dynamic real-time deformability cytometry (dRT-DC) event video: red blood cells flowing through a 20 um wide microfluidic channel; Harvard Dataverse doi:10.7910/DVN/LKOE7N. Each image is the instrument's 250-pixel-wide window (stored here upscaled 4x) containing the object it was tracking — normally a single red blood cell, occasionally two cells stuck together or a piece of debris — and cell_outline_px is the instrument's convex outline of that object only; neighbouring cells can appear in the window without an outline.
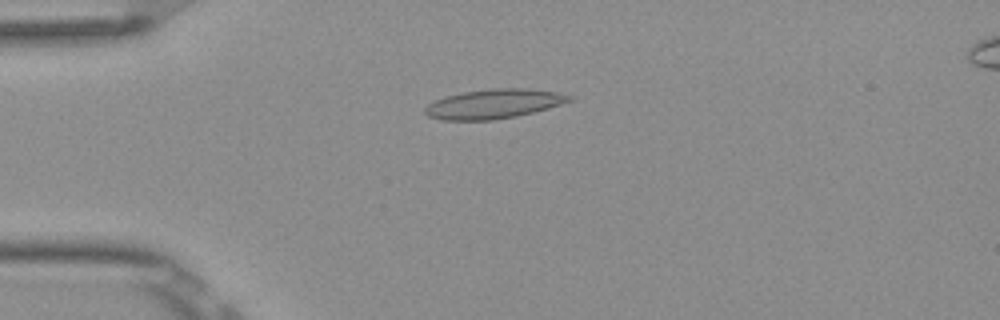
{"species": "Egyptian fruit bat (a non-hibernating species)", "species_latin": "Rousettus aegyptiacus", "temperature_condition": "room temperature", "stored_images_in_passage": 6, "camera_frame_rate_fps": 3000, "um_per_image_px": 0.085, "frame": {"image": 1, "passage_image": 4, "time_ms": 1.0, "image_size_px": [1000, 320], "cell_outline_px": [[576, 96], [572, 100], [548, 108], [516, 116], [492, 120], [444, 120], [428, 116], [424, 112], [424, 108], [428, 104], [444, 96], [464, 92], [492, 88], [528, 88], [556, 92]], "centroid_in_image_um": [41.98, 8.82], "position_along_channel_um": 43.0, "area_um2": 24.68}}
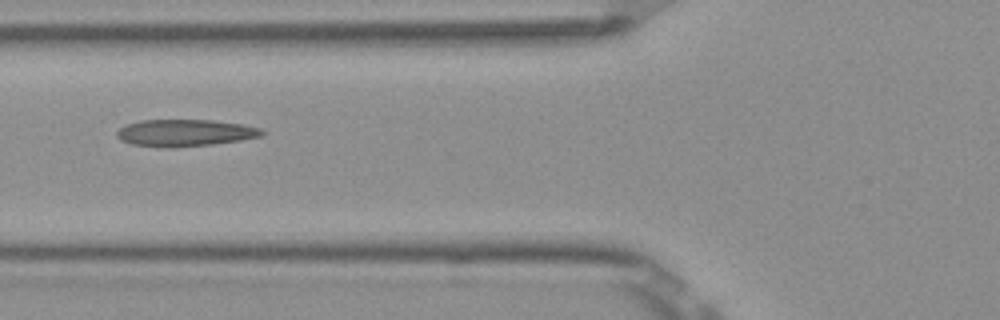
{"frame": {"image": 2, "passage_image": 6, "time_ms": 1.667, "image_size_px": [1000, 320], "cell_outline_px": [[268, 132], [260, 136], [240, 140], [212, 144], [176, 148], [164, 148], [132, 144], [120, 140], [116, 136], [116, 132], [124, 124], [140, 120], [212, 120], [244, 124], [260, 128]], "centroid_in_image_um": [15.71, 11.29], "position_along_channel_um": 110.1, "area_um2": 23.06}}